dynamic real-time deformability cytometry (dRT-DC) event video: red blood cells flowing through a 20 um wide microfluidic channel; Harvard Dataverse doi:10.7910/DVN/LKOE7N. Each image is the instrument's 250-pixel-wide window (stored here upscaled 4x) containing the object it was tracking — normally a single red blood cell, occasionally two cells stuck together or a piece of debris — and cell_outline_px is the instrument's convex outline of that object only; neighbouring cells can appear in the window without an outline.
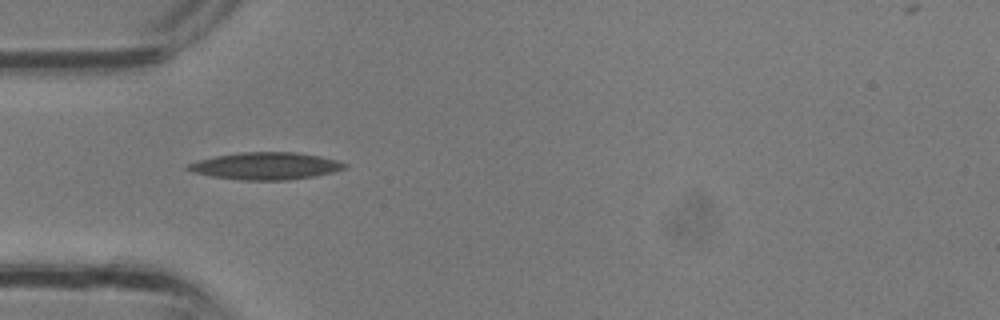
{"species": "common noctule bat (a hibernating species)", "species_latin": "Nyctalus noctula", "temperature_condition": "room temperature", "stored_images_in_passage": 3, "camera_frame_rate_fps": 3000, "um_per_image_px": 0.085, "animal": {"sex": "male", "body_mass_g": 13.3}, "frame": {"image": 1, "passage_image": 1, "time_ms": 0.0, "image_size_px": [1000, 320], "cell_outline_px": [[348, 168], [332, 172], [312, 176], [288, 180], [240, 180], [212, 176], [192, 172], [184, 168], [188, 164], [200, 160], [216, 156], [240, 152], [296, 152], [320, 156], [340, 160], [348, 164]], "centroid_in_image_um": [22.62, 14.1], "position_along_channel_um": 62.4, "area_um2": 24.85}}